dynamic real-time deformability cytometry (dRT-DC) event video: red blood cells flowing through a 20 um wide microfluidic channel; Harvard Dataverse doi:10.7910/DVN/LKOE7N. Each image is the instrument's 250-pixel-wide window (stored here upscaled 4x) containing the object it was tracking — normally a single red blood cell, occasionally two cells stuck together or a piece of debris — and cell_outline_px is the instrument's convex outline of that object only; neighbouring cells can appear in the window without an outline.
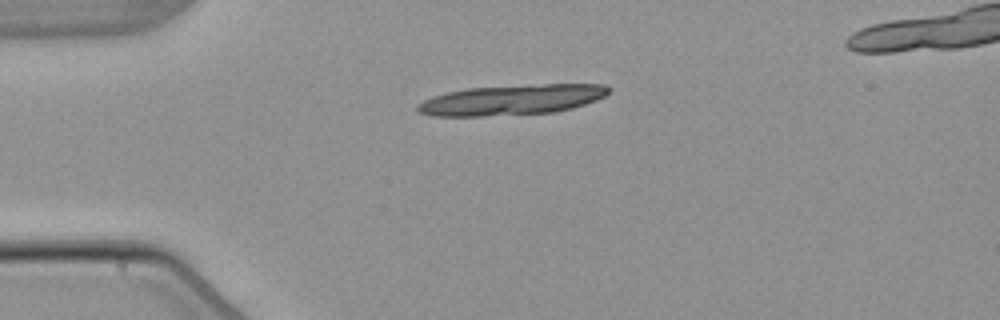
{"species": "common noctule bat (a hibernating species)", "species_latin": "Nyctalus noctula", "temperature_condition": "warm", "stored_images_in_passage": 3, "camera_frame_rate_fps": 3000, "um_per_image_px": 0.085, "animal": {"sex": "male", "body_mass_g": 21.5, "forearm_length_mm": 52.0}, "frame": {"image": 1, "passage_image": 1, "time_ms": 0.0, "image_size_px": [1000, 320], "cell_outline_px": [[612, 88], [604, 96], [596, 100], [572, 108], [556, 112], [484, 116], [432, 116], [420, 112], [416, 108], [416, 104], [432, 96], [448, 92], [468, 88], [544, 84], [604, 84]], "centroid_in_image_um": [43.5, 8.49], "position_along_channel_um": 41.5, "area_um2": 33.64}}